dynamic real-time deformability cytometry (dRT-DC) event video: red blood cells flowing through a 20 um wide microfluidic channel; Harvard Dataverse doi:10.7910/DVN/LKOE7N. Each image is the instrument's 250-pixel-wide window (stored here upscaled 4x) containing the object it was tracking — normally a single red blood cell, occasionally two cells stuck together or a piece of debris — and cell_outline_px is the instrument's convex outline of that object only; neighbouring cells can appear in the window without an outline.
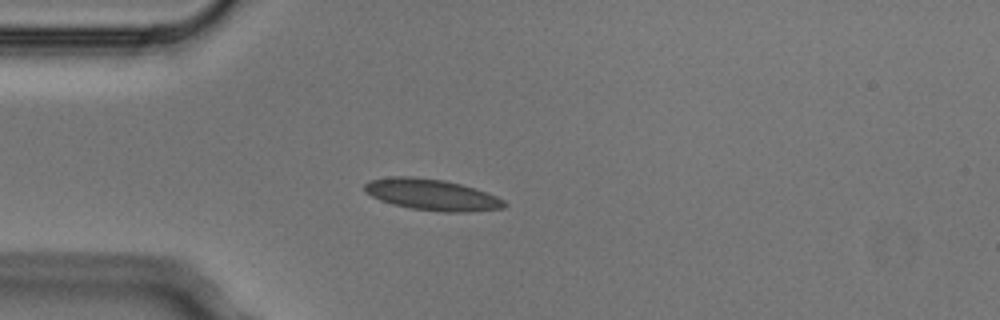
{"species": "Egyptian fruit bat (a non-hibernating species)", "species_latin": "Rousettus aegyptiacus", "temperature_condition": "cold", "stored_images_in_passage": 3, "camera_frame_rate_fps": 3000, "um_per_image_px": 0.085, "animal": {"sex": "male"}, "frame": {"image": 1, "passage_image": 3, "time_ms": 0.667, "image_size_px": [1000, 320], "cell_outline_px": [[508, 204], [504, 208], [468, 212], [444, 212], [412, 208], [392, 204], [380, 200], [364, 192], [364, 184], [368, 180], [388, 176], [412, 176], [444, 180], [476, 188], [496, 196], [504, 200]], "centroid_in_image_um": [36.69, 16.54], "position_along_channel_um": 48.3, "area_um2": 25.61}}